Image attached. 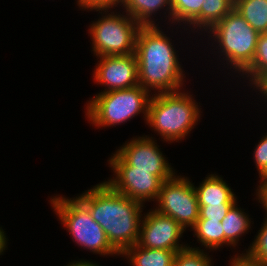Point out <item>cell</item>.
I'll list each match as a JSON object with an SVG mask.
<instances>
[{"label":"cell","instance_id":"1","mask_svg":"<svg viewBox=\"0 0 267 266\" xmlns=\"http://www.w3.org/2000/svg\"><path fill=\"white\" fill-rule=\"evenodd\" d=\"M103 228L111 246L121 255L137 244L142 221L141 202L115 191L106 181L77 197Z\"/></svg>","mask_w":267,"mask_h":266},{"label":"cell","instance_id":"2","mask_svg":"<svg viewBox=\"0 0 267 266\" xmlns=\"http://www.w3.org/2000/svg\"><path fill=\"white\" fill-rule=\"evenodd\" d=\"M157 26H141L137 33L134 54L138 64L139 85L149 92L180 91L186 76L170 37Z\"/></svg>","mask_w":267,"mask_h":266},{"label":"cell","instance_id":"3","mask_svg":"<svg viewBox=\"0 0 267 266\" xmlns=\"http://www.w3.org/2000/svg\"><path fill=\"white\" fill-rule=\"evenodd\" d=\"M200 113L198 103L187 92L155 93L149 102L146 123L166 142H177L194 128Z\"/></svg>","mask_w":267,"mask_h":266},{"label":"cell","instance_id":"4","mask_svg":"<svg viewBox=\"0 0 267 266\" xmlns=\"http://www.w3.org/2000/svg\"><path fill=\"white\" fill-rule=\"evenodd\" d=\"M150 92L139 84L126 89L100 92L86 106V116L96 127H111L143 113L147 122Z\"/></svg>","mask_w":267,"mask_h":266},{"label":"cell","instance_id":"5","mask_svg":"<svg viewBox=\"0 0 267 266\" xmlns=\"http://www.w3.org/2000/svg\"><path fill=\"white\" fill-rule=\"evenodd\" d=\"M207 32L210 33L207 36L215 38L212 40L218 44V53L224 55L223 60L228 66L230 64V69L233 67L241 74L251 65L260 34L236 10L233 9Z\"/></svg>","mask_w":267,"mask_h":266},{"label":"cell","instance_id":"6","mask_svg":"<svg viewBox=\"0 0 267 266\" xmlns=\"http://www.w3.org/2000/svg\"><path fill=\"white\" fill-rule=\"evenodd\" d=\"M53 211L67 228L74 242L99 255H120L109 243L103 228L92 218L89 209L76 197L54 196Z\"/></svg>","mask_w":267,"mask_h":266},{"label":"cell","instance_id":"7","mask_svg":"<svg viewBox=\"0 0 267 266\" xmlns=\"http://www.w3.org/2000/svg\"><path fill=\"white\" fill-rule=\"evenodd\" d=\"M106 14L90 25L92 51L97 57L129 55L135 52L136 37L141 25L126 15L107 9H89ZM101 11V12H100ZM107 12V13H106Z\"/></svg>","mask_w":267,"mask_h":266},{"label":"cell","instance_id":"8","mask_svg":"<svg viewBox=\"0 0 267 266\" xmlns=\"http://www.w3.org/2000/svg\"><path fill=\"white\" fill-rule=\"evenodd\" d=\"M193 184L189 178L176 175L164 181L156 199L158 207L154 210L173 218L184 230L189 226L192 229L200 213Z\"/></svg>","mask_w":267,"mask_h":266},{"label":"cell","instance_id":"9","mask_svg":"<svg viewBox=\"0 0 267 266\" xmlns=\"http://www.w3.org/2000/svg\"><path fill=\"white\" fill-rule=\"evenodd\" d=\"M115 177L106 181L115 191L144 204L153 199L156 201L162 181L150 171L134 170L116 153L109 159Z\"/></svg>","mask_w":267,"mask_h":266},{"label":"cell","instance_id":"10","mask_svg":"<svg viewBox=\"0 0 267 266\" xmlns=\"http://www.w3.org/2000/svg\"><path fill=\"white\" fill-rule=\"evenodd\" d=\"M153 137L147 135L125 142L116 154L134 170L150 171L162 182L171 179L176 173L158 148Z\"/></svg>","mask_w":267,"mask_h":266},{"label":"cell","instance_id":"11","mask_svg":"<svg viewBox=\"0 0 267 266\" xmlns=\"http://www.w3.org/2000/svg\"><path fill=\"white\" fill-rule=\"evenodd\" d=\"M143 217L137 241L138 246L176 252L188 246L179 243L185 230L173 218L162 215L154 209L144 214Z\"/></svg>","mask_w":267,"mask_h":266},{"label":"cell","instance_id":"12","mask_svg":"<svg viewBox=\"0 0 267 266\" xmlns=\"http://www.w3.org/2000/svg\"><path fill=\"white\" fill-rule=\"evenodd\" d=\"M98 59L100 61L96 64L93 77L96 83L107 87L102 92L131 88L139 84L138 64L134 53Z\"/></svg>","mask_w":267,"mask_h":266},{"label":"cell","instance_id":"13","mask_svg":"<svg viewBox=\"0 0 267 266\" xmlns=\"http://www.w3.org/2000/svg\"><path fill=\"white\" fill-rule=\"evenodd\" d=\"M198 204H235L237 197L232 192L228 184L222 177L216 174L207 175V177L195 187Z\"/></svg>","mask_w":267,"mask_h":266},{"label":"cell","instance_id":"14","mask_svg":"<svg viewBox=\"0 0 267 266\" xmlns=\"http://www.w3.org/2000/svg\"><path fill=\"white\" fill-rule=\"evenodd\" d=\"M124 7L125 13L137 21L141 26H151L156 23L152 15L164 9L168 11V19L172 22V9L170 0H122L120 6ZM160 9V10H159Z\"/></svg>","mask_w":267,"mask_h":266},{"label":"cell","instance_id":"15","mask_svg":"<svg viewBox=\"0 0 267 266\" xmlns=\"http://www.w3.org/2000/svg\"><path fill=\"white\" fill-rule=\"evenodd\" d=\"M248 77L249 82L262 97L267 93V33L260 34L256 45V51L251 65L241 74Z\"/></svg>","mask_w":267,"mask_h":266},{"label":"cell","instance_id":"16","mask_svg":"<svg viewBox=\"0 0 267 266\" xmlns=\"http://www.w3.org/2000/svg\"><path fill=\"white\" fill-rule=\"evenodd\" d=\"M176 253L171 250L144 248L135 244L121 255L129 258L132 266H174Z\"/></svg>","mask_w":267,"mask_h":266},{"label":"cell","instance_id":"17","mask_svg":"<svg viewBox=\"0 0 267 266\" xmlns=\"http://www.w3.org/2000/svg\"><path fill=\"white\" fill-rule=\"evenodd\" d=\"M233 9L234 0H204L201 12L187 26L207 32Z\"/></svg>","mask_w":267,"mask_h":266},{"label":"cell","instance_id":"18","mask_svg":"<svg viewBox=\"0 0 267 266\" xmlns=\"http://www.w3.org/2000/svg\"><path fill=\"white\" fill-rule=\"evenodd\" d=\"M221 225L224 230V245L235 247L242 234L251 229V220L249 215L235 203L221 221Z\"/></svg>","mask_w":267,"mask_h":266},{"label":"cell","instance_id":"19","mask_svg":"<svg viewBox=\"0 0 267 266\" xmlns=\"http://www.w3.org/2000/svg\"><path fill=\"white\" fill-rule=\"evenodd\" d=\"M234 10L259 34L267 33V0H234Z\"/></svg>","mask_w":267,"mask_h":266},{"label":"cell","instance_id":"20","mask_svg":"<svg viewBox=\"0 0 267 266\" xmlns=\"http://www.w3.org/2000/svg\"><path fill=\"white\" fill-rule=\"evenodd\" d=\"M197 241L208 249L217 250L224 245V230L220 221L198 219L192 228Z\"/></svg>","mask_w":267,"mask_h":266},{"label":"cell","instance_id":"21","mask_svg":"<svg viewBox=\"0 0 267 266\" xmlns=\"http://www.w3.org/2000/svg\"><path fill=\"white\" fill-rule=\"evenodd\" d=\"M204 0H170L172 23L189 24L200 12Z\"/></svg>","mask_w":267,"mask_h":266},{"label":"cell","instance_id":"22","mask_svg":"<svg viewBox=\"0 0 267 266\" xmlns=\"http://www.w3.org/2000/svg\"><path fill=\"white\" fill-rule=\"evenodd\" d=\"M207 252L188 246L183 250L177 251L174 259V266H212L211 258Z\"/></svg>","mask_w":267,"mask_h":266},{"label":"cell","instance_id":"23","mask_svg":"<svg viewBox=\"0 0 267 266\" xmlns=\"http://www.w3.org/2000/svg\"><path fill=\"white\" fill-rule=\"evenodd\" d=\"M246 253L267 266V217Z\"/></svg>","mask_w":267,"mask_h":266},{"label":"cell","instance_id":"24","mask_svg":"<svg viewBox=\"0 0 267 266\" xmlns=\"http://www.w3.org/2000/svg\"><path fill=\"white\" fill-rule=\"evenodd\" d=\"M233 205L234 204L199 205L200 213L198 219H210L221 222Z\"/></svg>","mask_w":267,"mask_h":266},{"label":"cell","instance_id":"25","mask_svg":"<svg viewBox=\"0 0 267 266\" xmlns=\"http://www.w3.org/2000/svg\"><path fill=\"white\" fill-rule=\"evenodd\" d=\"M255 147L254 162L261 178L267 172V133Z\"/></svg>","mask_w":267,"mask_h":266},{"label":"cell","instance_id":"26","mask_svg":"<svg viewBox=\"0 0 267 266\" xmlns=\"http://www.w3.org/2000/svg\"><path fill=\"white\" fill-rule=\"evenodd\" d=\"M122 0H78L77 4L82 9H110L118 7Z\"/></svg>","mask_w":267,"mask_h":266},{"label":"cell","instance_id":"27","mask_svg":"<svg viewBox=\"0 0 267 266\" xmlns=\"http://www.w3.org/2000/svg\"><path fill=\"white\" fill-rule=\"evenodd\" d=\"M230 266H266L250 257L247 253L237 254L231 259Z\"/></svg>","mask_w":267,"mask_h":266},{"label":"cell","instance_id":"28","mask_svg":"<svg viewBox=\"0 0 267 266\" xmlns=\"http://www.w3.org/2000/svg\"><path fill=\"white\" fill-rule=\"evenodd\" d=\"M260 185L257 187V197H267V172L260 178Z\"/></svg>","mask_w":267,"mask_h":266},{"label":"cell","instance_id":"29","mask_svg":"<svg viewBox=\"0 0 267 266\" xmlns=\"http://www.w3.org/2000/svg\"><path fill=\"white\" fill-rule=\"evenodd\" d=\"M5 231L0 227V255H2L3 251L6 249L7 247V238H6V233H4Z\"/></svg>","mask_w":267,"mask_h":266},{"label":"cell","instance_id":"30","mask_svg":"<svg viewBox=\"0 0 267 266\" xmlns=\"http://www.w3.org/2000/svg\"><path fill=\"white\" fill-rule=\"evenodd\" d=\"M74 262L69 263L67 266H99L97 263H93V262L87 261V260L86 261L80 260V261H74Z\"/></svg>","mask_w":267,"mask_h":266},{"label":"cell","instance_id":"31","mask_svg":"<svg viewBox=\"0 0 267 266\" xmlns=\"http://www.w3.org/2000/svg\"><path fill=\"white\" fill-rule=\"evenodd\" d=\"M256 198L259 200L260 204H262V207L266 210L267 214V197H256Z\"/></svg>","mask_w":267,"mask_h":266}]
</instances>
